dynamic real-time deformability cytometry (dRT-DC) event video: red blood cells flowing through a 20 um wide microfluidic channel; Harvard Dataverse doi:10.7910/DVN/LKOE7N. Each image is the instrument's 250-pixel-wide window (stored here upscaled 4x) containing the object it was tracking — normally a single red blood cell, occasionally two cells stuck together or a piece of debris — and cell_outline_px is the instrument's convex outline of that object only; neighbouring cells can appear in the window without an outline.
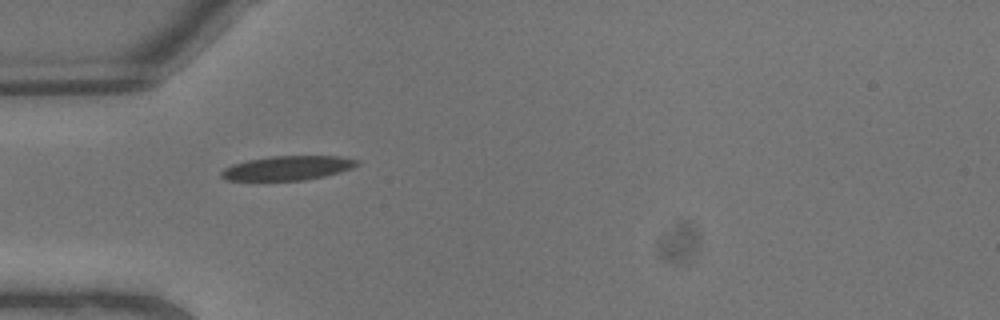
{"species": "common noctule bat (a hibernating species)", "species_latin": "Nyctalus noctula", "temperature_condition": "warm", "stored_images_in_passage": 2, "camera_frame_rate_fps": 3000, "um_per_image_px": 0.085, "animal": {"sex": "male", "body_mass_g": 13.3}, "frame": {"image": 1, "passage_image": 1, "time_ms": 0.0, "image_size_px": [1000, 320], "cell_outline_px": [[360, 164], [352, 168], [340, 172], [324, 176], [304, 180], [224, 180], [220, 176], [220, 172], [224, 168], [232, 164], [248, 160], [272, 156], [340, 156], [360, 160]], "centroid_in_image_um": [24.46, 14.28], "position_along_channel_um": 60.5, "area_um2": 19.25}}